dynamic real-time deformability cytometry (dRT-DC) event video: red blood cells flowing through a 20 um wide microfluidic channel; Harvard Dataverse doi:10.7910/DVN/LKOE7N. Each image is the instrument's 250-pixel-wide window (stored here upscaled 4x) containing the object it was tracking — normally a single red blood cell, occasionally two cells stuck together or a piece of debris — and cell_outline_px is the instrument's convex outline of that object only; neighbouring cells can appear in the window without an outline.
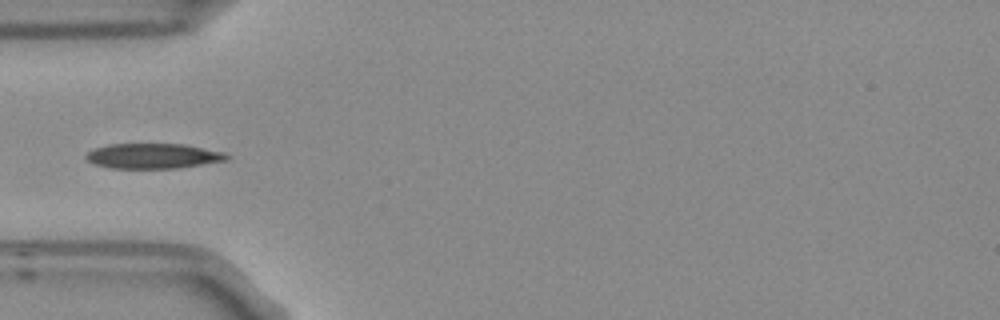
{"species": "Egyptian fruit bat (a non-hibernating species)", "species_latin": "Rousettus aegyptiacus", "temperature_condition": "room temperature", "stored_images_in_passage": 5, "segment_of_instrument_passage": [2, 2], "camera_frame_rate_fps": 3000, "um_per_image_px": 0.085, "frame": {"image": 1, "passage_image": 5, "time_ms": 1.333, "image_size_px": [1000, 320], "cell_outline_px": [[232, 156], [228, 160], [180, 168], [108, 168], [92, 164], [84, 156], [88, 152], [96, 148], [108, 144], [184, 144], [224, 152]], "centroid_in_image_um": [13.03, 13.26], "position_along_channel_um": 72.0, "area_um2": 20.75}}